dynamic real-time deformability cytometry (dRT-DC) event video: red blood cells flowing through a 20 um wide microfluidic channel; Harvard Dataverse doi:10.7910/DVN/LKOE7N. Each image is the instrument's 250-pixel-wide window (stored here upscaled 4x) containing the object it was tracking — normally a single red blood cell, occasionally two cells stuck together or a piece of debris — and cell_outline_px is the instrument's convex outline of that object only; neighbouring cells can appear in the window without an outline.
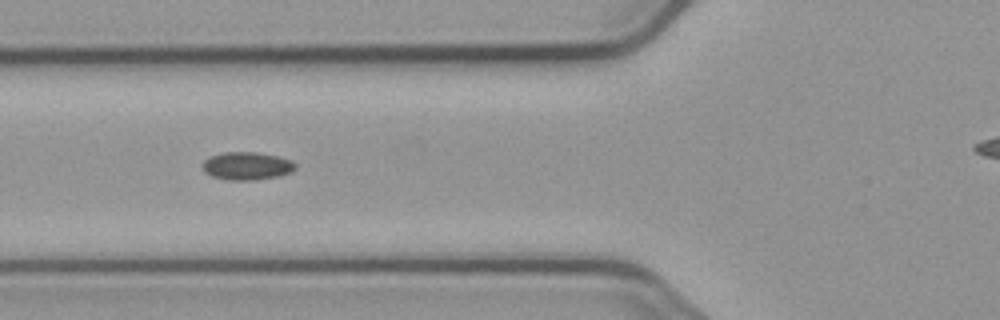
{"species": "common noctule bat (a hibernating species)", "species_latin": "Nyctalus noctula", "temperature_condition": "cold", "stored_images_in_passage": 7, "camera_frame_rate_fps": 3000, "um_per_image_px": 0.085, "animal": {"sex": "male", "body_mass_g": 23.1, "forearm_length_mm": 52.7}, "frame": {"image": 1, "passage_image": 6, "time_ms": 6.667, "image_size_px": [1000, 320], "cell_outline_px": [[296, 168], [292, 172], [276, 176], [252, 180], [228, 180], [212, 176], [204, 172], [200, 164], [204, 160], [212, 156], [224, 152], [256, 152], [276, 156], [292, 160], [296, 164]], "centroid_in_image_um": [20.96, 14.1], "position_along_channel_um": 104.8, "area_um2": 15.09}}
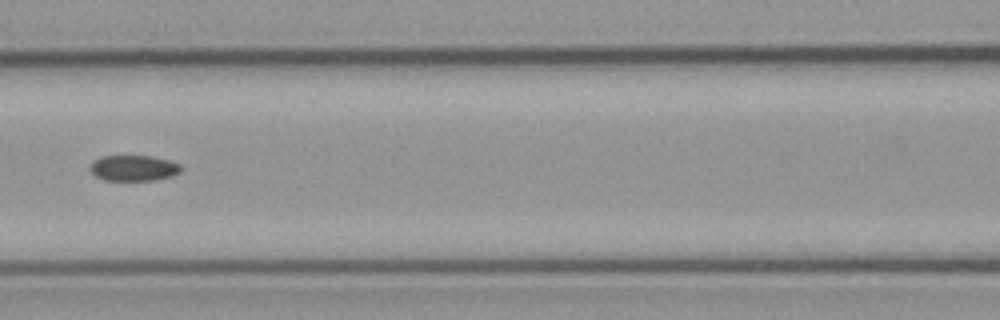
{"frame": {"image": 2, "passage_image": 7, "time_ms": 8.0, "image_size_px": [1000, 320], "cell_outline_px": [[180, 172], [172, 176], [152, 180], [104, 180], [96, 176], [88, 168], [92, 160], [104, 156], [152, 156], [168, 160], [180, 164]], "centroid_in_image_um": [11.32, 14.28], "position_along_channel_um": 155.3, "area_um2": 13.58}}